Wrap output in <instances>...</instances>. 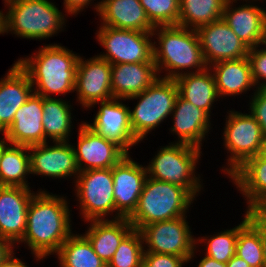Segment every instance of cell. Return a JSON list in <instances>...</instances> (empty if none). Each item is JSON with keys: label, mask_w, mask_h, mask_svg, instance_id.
Returning a JSON list of instances; mask_svg holds the SVG:
<instances>
[{"label": "cell", "mask_w": 266, "mask_h": 267, "mask_svg": "<svg viewBox=\"0 0 266 267\" xmlns=\"http://www.w3.org/2000/svg\"><path fill=\"white\" fill-rule=\"evenodd\" d=\"M66 198L40 188L29 202L26 231L16 245L26 244L37 262L54 255L73 233Z\"/></svg>", "instance_id": "cell-1"}, {"label": "cell", "mask_w": 266, "mask_h": 267, "mask_svg": "<svg viewBox=\"0 0 266 267\" xmlns=\"http://www.w3.org/2000/svg\"><path fill=\"white\" fill-rule=\"evenodd\" d=\"M31 55L16 62L28 74L34 93L52 98L53 94L65 96L75 92L80 55L55 43L45 44Z\"/></svg>", "instance_id": "cell-2"}, {"label": "cell", "mask_w": 266, "mask_h": 267, "mask_svg": "<svg viewBox=\"0 0 266 267\" xmlns=\"http://www.w3.org/2000/svg\"><path fill=\"white\" fill-rule=\"evenodd\" d=\"M152 34L153 39H157L153 40V60L159 77L175 80L181 75L200 72L208 67L195 29L179 25L158 26ZM163 70L164 76L160 75Z\"/></svg>", "instance_id": "cell-3"}, {"label": "cell", "mask_w": 266, "mask_h": 267, "mask_svg": "<svg viewBox=\"0 0 266 267\" xmlns=\"http://www.w3.org/2000/svg\"><path fill=\"white\" fill-rule=\"evenodd\" d=\"M196 198L185 188L147 176L134 213L128 218L134 229L158 221L186 216Z\"/></svg>", "instance_id": "cell-4"}, {"label": "cell", "mask_w": 266, "mask_h": 267, "mask_svg": "<svg viewBox=\"0 0 266 267\" xmlns=\"http://www.w3.org/2000/svg\"><path fill=\"white\" fill-rule=\"evenodd\" d=\"M6 33L30 40H46L64 31L68 14L50 0H8ZM67 15V17H66Z\"/></svg>", "instance_id": "cell-5"}, {"label": "cell", "mask_w": 266, "mask_h": 267, "mask_svg": "<svg viewBox=\"0 0 266 267\" xmlns=\"http://www.w3.org/2000/svg\"><path fill=\"white\" fill-rule=\"evenodd\" d=\"M160 147L146 165L148 177L185 188L196 198L203 190V180L195 172L202 148L178 142Z\"/></svg>", "instance_id": "cell-6"}, {"label": "cell", "mask_w": 266, "mask_h": 267, "mask_svg": "<svg viewBox=\"0 0 266 267\" xmlns=\"http://www.w3.org/2000/svg\"><path fill=\"white\" fill-rule=\"evenodd\" d=\"M179 95L174 79L159 77L146 90L126 100H137L129 109L130 123L136 139L141 143L147 134L171 116Z\"/></svg>", "instance_id": "cell-7"}, {"label": "cell", "mask_w": 266, "mask_h": 267, "mask_svg": "<svg viewBox=\"0 0 266 267\" xmlns=\"http://www.w3.org/2000/svg\"><path fill=\"white\" fill-rule=\"evenodd\" d=\"M72 183L84 222L122 218L115 209L112 168L81 171Z\"/></svg>", "instance_id": "cell-8"}, {"label": "cell", "mask_w": 266, "mask_h": 267, "mask_svg": "<svg viewBox=\"0 0 266 267\" xmlns=\"http://www.w3.org/2000/svg\"><path fill=\"white\" fill-rule=\"evenodd\" d=\"M227 114L222 139L224 149L230 154L221 171L229 178L248 159L258 155L264 136L261 126L249 112L228 110Z\"/></svg>", "instance_id": "cell-9"}, {"label": "cell", "mask_w": 266, "mask_h": 267, "mask_svg": "<svg viewBox=\"0 0 266 267\" xmlns=\"http://www.w3.org/2000/svg\"><path fill=\"white\" fill-rule=\"evenodd\" d=\"M98 28L95 38L106 52L97 56L111 65L154 62L152 32L116 29L104 25Z\"/></svg>", "instance_id": "cell-10"}, {"label": "cell", "mask_w": 266, "mask_h": 267, "mask_svg": "<svg viewBox=\"0 0 266 267\" xmlns=\"http://www.w3.org/2000/svg\"><path fill=\"white\" fill-rule=\"evenodd\" d=\"M186 218L187 215L144 226L140 230L143 237L144 252L172 254L191 261L198 246L196 244L197 238L191 232Z\"/></svg>", "instance_id": "cell-11"}, {"label": "cell", "mask_w": 266, "mask_h": 267, "mask_svg": "<svg viewBox=\"0 0 266 267\" xmlns=\"http://www.w3.org/2000/svg\"><path fill=\"white\" fill-rule=\"evenodd\" d=\"M94 105H99V108L94 115L93 123L86 121L85 124L99 136L115 143L126 154H129L131 147L140 143L130 123V107L124 104L122 99L117 98L95 102L88 109L92 110Z\"/></svg>", "instance_id": "cell-12"}, {"label": "cell", "mask_w": 266, "mask_h": 267, "mask_svg": "<svg viewBox=\"0 0 266 267\" xmlns=\"http://www.w3.org/2000/svg\"><path fill=\"white\" fill-rule=\"evenodd\" d=\"M48 143L29 147L30 174L75 182L80 170L70 141Z\"/></svg>", "instance_id": "cell-13"}, {"label": "cell", "mask_w": 266, "mask_h": 267, "mask_svg": "<svg viewBox=\"0 0 266 267\" xmlns=\"http://www.w3.org/2000/svg\"><path fill=\"white\" fill-rule=\"evenodd\" d=\"M79 58L75 93L76 101L83 109H87L98 101H106L113 98L111 89V64L97 55L85 59Z\"/></svg>", "instance_id": "cell-14"}, {"label": "cell", "mask_w": 266, "mask_h": 267, "mask_svg": "<svg viewBox=\"0 0 266 267\" xmlns=\"http://www.w3.org/2000/svg\"><path fill=\"white\" fill-rule=\"evenodd\" d=\"M112 176L116 212L122 218H129L137 207L148 176L147 168L127 154L112 167Z\"/></svg>", "instance_id": "cell-15"}, {"label": "cell", "mask_w": 266, "mask_h": 267, "mask_svg": "<svg viewBox=\"0 0 266 267\" xmlns=\"http://www.w3.org/2000/svg\"><path fill=\"white\" fill-rule=\"evenodd\" d=\"M196 32L208 67L218 61L248 57L249 47L236 36L223 19L200 26Z\"/></svg>", "instance_id": "cell-16"}, {"label": "cell", "mask_w": 266, "mask_h": 267, "mask_svg": "<svg viewBox=\"0 0 266 267\" xmlns=\"http://www.w3.org/2000/svg\"><path fill=\"white\" fill-rule=\"evenodd\" d=\"M72 146L80 172L112 168L127 155L118 145L99 136L83 121L78 127L77 147Z\"/></svg>", "instance_id": "cell-17"}, {"label": "cell", "mask_w": 266, "mask_h": 267, "mask_svg": "<svg viewBox=\"0 0 266 267\" xmlns=\"http://www.w3.org/2000/svg\"><path fill=\"white\" fill-rule=\"evenodd\" d=\"M31 188L0 186V237L14 246L23 238L29 202L35 192Z\"/></svg>", "instance_id": "cell-18"}, {"label": "cell", "mask_w": 266, "mask_h": 267, "mask_svg": "<svg viewBox=\"0 0 266 267\" xmlns=\"http://www.w3.org/2000/svg\"><path fill=\"white\" fill-rule=\"evenodd\" d=\"M43 97L32 93L17 110L13 122L4 132L10 144L26 147L47 143L43 130Z\"/></svg>", "instance_id": "cell-19"}, {"label": "cell", "mask_w": 266, "mask_h": 267, "mask_svg": "<svg viewBox=\"0 0 266 267\" xmlns=\"http://www.w3.org/2000/svg\"><path fill=\"white\" fill-rule=\"evenodd\" d=\"M173 126L169 129L177 135L174 142L185 143L201 148L211 130V116L178 95L171 114Z\"/></svg>", "instance_id": "cell-20"}, {"label": "cell", "mask_w": 266, "mask_h": 267, "mask_svg": "<svg viewBox=\"0 0 266 267\" xmlns=\"http://www.w3.org/2000/svg\"><path fill=\"white\" fill-rule=\"evenodd\" d=\"M240 0H227L224 6L222 19L249 48L259 46L263 35V23L266 17L265 8L255 2L245 1L246 4L238 5ZM249 4H248V3Z\"/></svg>", "instance_id": "cell-21"}, {"label": "cell", "mask_w": 266, "mask_h": 267, "mask_svg": "<svg viewBox=\"0 0 266 267\" xmlns=\"http://www.w3.org/2000/svg\"><path fill=\"white\" fill-rule=\"evenodd\" d=\"M93 7L101 25L140 32H152L155 29L140 0H101Z\"/></svg>", "instance_id": "cell-22"}, {"label": "cell", "mask_w": 266, "mask_h": 267, "mask_svg": "<svg viewBox=\"0 0 266 267\" xmlns=\"http://www.w3.org/2000/svg\"><path fill=\"white\" fill-rule=\"evenodd\" d=\"M33 92L28 74L15 62L5 77L0 78V131L9 128L17 110Z\"/></svg>", "instance_id": "cell-23"}, {"label": "cell", "mask_w": 266, "mask_h": 267, "mask_svg": "<svg viewBox=\"0 0 266 267\" xmlns=\"http://www.w3.org/2000/svg\"><path fill=\"white\" fill-rule=\"evenodd\" d=\"M111 73L113 98L123 102L140 94L159 78L154 62L112 64Z\"/></svg>", "instance_id": "cell-24"}, {"label": "cell", "mask_w": 266, "mask_h": 267, "mask_svg": "<svg viewBox=\"0 0 266 267\" xmlns=\"http://www.w3.org/2000/svg\"><path fill=\"white\" fill-rule=\"evenodd\" d=\"M209 69L214 76L219 98L235 97L251 89L253 92L256 90L248 57L218 61L210 65Z\"/></svg>", "instance_id": "cell-25"}, {"label": "cell", "mask_w": 266, "mask_h": 267, "mask_svg": "<svg viewBox=\"0 0 266 267\" xmlns=\"http://www.w3.org/2000/svg\"><path fill=\"white\" fill-rule=\"evenodd\" d=\"M229 178L246 200V211L266 208V159L258 155L248 159Z\"/></svg>", "instance_id": "cell-26"}, {"label": "cell", "mask_w": 266, "mask_h": 267, "mask_svg": "<svg viewBox=\"0 0 266 267\" xmlns=\"http://www.w3.org/2000/svg\"><path fill=\"white\" fill-rule=\"evenodd\" d=\"M83 233L93 246L94 252L108 264L121 241L134 229L128 218L116 220H91Z\"/></svg>", "instance_id": "cell-27"}, {"label": "cell", "mask_w": 266, "mask_h": 267, "mask_svg": "<svg viewBox=\"0 0 266 267\" xmlns=\"http://www.w3.org/2000/svg\"><path fill=\"white\" fill-rule=\"evenodd\" d=\"M179 95L211 116L212 106L218 101L214 76L207 67L205 70L187 73L175 79Z\"/></svg>", "instance_id": "cell-28"}, {"label": "cell", "mask_w": 266, "mask_h": 267, "mask_svg": "<svg viewBox=\"0 0 266 267\" xmlns=\"http://www.w3.org/2000/svg\"><path fill=\"white\" fill-rule=\"evenodd\" d=\"M43 97V130L45 137L53 142L69 141L73 127L72 106L62 98ZM70 136V137H69Z\"/></svg>", "instance_id": "cell-29"}, {"label": "cell", "mask_w": 266, "mask_h": 267, "mask_svg": "<svg viewBox=\"0 0 266 267\" xmlns=\"http://www.w3.org/2000/svg\"><path fill=\"white\" fill-rule=\"evenodd\" d=\"M29 175V147L9 143L0 157V186L31 188Z\"/></svg>", "instance_id": "cell-30"}, {"label": "cell", "mask_w": 266, "mask_h": 267, "mask_svg": "<svg viewBox=\"0 0 266 267\" xmlns=\"http://www.w3.org/2000/svg\"><path fill=\"white\" fill-rule=\"evenodd\" d=\"M54 255L60 267H107L84 234L72 233Z\"/></svg>", "instance_id": "cell-31"}, {"label": "cell", "mask_w": 266, "mask_h": 267, "mask_svg": "<svg viewBox=\"0 0 266 267\" xmlns=\"http://www.w3.org/2000/svg\"><path fill=\"white\" fill-rule=\"evenodd\" d=\"M227 0H179L178 25L189 29L222 19Z\"/></svg>", "instance_id": "cell-32"}, {"label": "cell", "mask_w": 266, "mask_h": 267, "mask_svg": "<svg viewBox=\"0 0 266 267\" xmlns=\"http://www.w3.org/2000/svg\"><path fill=\"white\" fill-rule=\"evenodd\" d=\"M236 255L251 267H265L259 230L248 220L246 211L242 221L238 224Z\"/></svg>", "instance_id": "cell-33"}, {"label": "cell", "mask_w": 266, "mask_h": 267, "mask_svg": "<svg viewBox=\"0 0 266 267\" xmlns=\"http://www.w3.org/2000/svg\"><path fill=\"white\" fill-rule=\"evenodd\" d=\"M238 238V225L217 232L213 235H205L196 239V244L204 243L206 256H209L218 262L227 263L234 255H236V241Z\"/></svg>", "instance_id": "cell-34"}, {"label": "cell", "mask_w": 266, "mask_h": 267, "mask_svg": "<svg viewBox=\"0 0 266 267\" xmlns=\"http://www.w3.org/2000/svg\"><path fill=\"white\" fill-rule=\"evenodd\" d=\"M144 253L140 230L133 229L120 243L107 267H142Z\"/></svg>", "instance_id": "cell-35"}, {"label": "cell", "mask_w": 266, "mask_h": 267, "mask_svg": "<svg viewBox=\"0 0 266 267\" xmlns=\"http://www.w3.org/2000/svg\"><path fill=\"white\" fill-rule=\"evenodd\" d=\"M154 27L178 25L179 0H140Z\"/></svg>", "instance_id": "cell-36"}, {"label": "cell", "mask_w": 266, "mask_h": 267, "mask_svg": "<svg viewBox=\"0 0 266 267\" xmlns=\"http://www.w3.org/2000/svg\"><path fill=\"white\" fill-rule=\"evenodd\" d=\"M248 58L256 89H266V49L260 45L249 48Z\"/></svg>", "instance_id": "cell-37"}, {"label": "cell", "mask_w": 266, "mask_h": 267, "mask_svg": "<svg viewBox=\"0 0 266 267\" xmlns=\"http://www.w3.org/2000/svg\"><path fill=\"white\" fill-rule=\"evenodd\" d=\"M188 260L172 254L144 252L142 267H184Z\"/></svg>", "instance_id": "cell-38"}, {"label": "cell", "mask_w": 266, "mask_h": 267, "mask_svg": "<svg viewBox=\"0 0 266 267\" xmlns=\"http://www.w3.org/2000/svg\"><path fill=\"white\" fill-rule=\"evenodd\" d=\"M249 100V113L261 126L263 136H266V89H256Z\"/></svg>", "instance_id": "cell-39"}, {"label": "cell", "mask_w": 266, "mask_h": 267, "mask_svg": "<svg viewBox=\"0 0 266 267\" xmlns=\"http://www.w3.org/2000/svg\"><path fill=\"white\" fill-rule=\"evenodd\" d=\"M246 212L248 220L259 230L266 267V208H253Z\"/></svg>", "instance_id": "cell-40"}, {"label": "cell", "mask_w": 266, "mask_h": 267, "mask_svg": "<svg viewBox=\"0 0 266 267\" xmlns=\"http://www.w3.org/2000/svg\"><path fill=\"white\" fill-rule=\"evenodd\" d=\"M94 3L95 0H63V8L65 9V13L71 16L78 15L79 12L83 11L88 8L89 4Z\"/></svg>", "instance_id": "cell-41"}, {"label": "cell", "mask_w": 266, "mask_h": 267, "mask_svg": "<svg viewBox=\"0 0 266 267\" xmlns=\"http://www.w3.org/2000/svg\"><path fill=\"white\" fill-rule=\"evenodd\" d=\"M14 248L16 249V246H14L11 242L0 237V266Z\"/></svg>", "instance_id": "cell-42"}, {"label": "cell", "mask_w": 266, "mask_h": 267, "mask_svg": "<svg viewBox=\"0 0 266 267\" xmlns=\"http://www.w3.org/2000/svg\"><path fill=\"white\" fill-rule=\"evenodd\" d=\"M14 251L15 250L8 255L0 267H29L25 262L14 256V254H16Z\"/></svg>", "instance_id": "cell-43"}, {"label": "cell", "mask_w": 266, "mask_h": 267, "mask_svg": "<svg viewBox=\"0 0 266 267\" xmlns=\"http://www.w3.org/2000/svg\"><path fill=\"white\" fill-rule=\"evenodd\" d=\"M197 267H226L225 263L218 262L217 260L204 255L201 260L198 262Z\"/></svg>", "instance_id": "cell-44"}, {"label": "cell", "mask_w": 266, "mask_h": 267, "mask_svg": "<svg viewBox=\"0 0 266 267\" xmlns=\"http://www.w3.org/2000/svg\"><path fill=\"white\" fill-rule=\"evenodd\" d=\"M226 267H251L245 260L234 255L227 263Z\"/></svg>", "instance_id": "cell-45"}, {"label": "cell", "mask_w": 266, "mask_h": 267, "mask_svg": "<svg viewBox=\"0 0 266 267\" xmlns=\"http://www.w3.org/2000/svg\"><path fill=\"white\" fill-rule=\"evenodd\" d=\"M6 12L0 10V34H6Z\"/></svg>", "instance_id": "cell-46"}, {"label": "cell", "mask_w": 266, "mask_h": 267, "mask_svg": "<svg viewBox=\"0 0 266 267\" xmlns=\"http://www.w3.org/2000/svg\"><path fill=\"white\" fill-rule=\"evenodd\" d=\"M258 156L263 159H266V136L263 137V140L260 145L259 152H258Z\"/></svg>", "instance_id": "cell-47"}, {"label": "cell", "mask_w": 266, "mask_h": 267, "mask_svg": "<svg viewBox=\"0 0 266 267\" xmlns=\"http://www.w3.org/2000/svg\"><path fill=\"white\" fill-rule=\"evenodd\" d=\"M0 134L3 136L2 138H0V157H1V154L4 148L8 145L9 141L7 140L6 135L3 131H0Z\"/></svg>", "instance_id": "cell-48"}, {"label": "cell", "mask_w": 266, "mask_h": 267, "mask_svg": "<svg viewBox=\"0 0 266 267\" xmlns=\"http://www.w3.org/2000/svg\"><path fill=\"white\" fill-rule=\"evenodd\" d=\"M260 46L264 49H266V17L264 19V23H263V35H262V40H261V44Z\"/></svg>", "instance_id": "cell-49"}, {"label": "cell", "mask_w": 266, "mask_h": 267, "mask_svg": "<svg viewBox=\"0 0 266 267\" xmlns=\"http://www.w3.org/2000/svg\"><path fill=\"white\" fill-rule=\"evenodd\" d=\"M242 1V0H241ZM244 1H246V0H243V3H244ZM247 1H250V0H247ZM252 2H258V1H260V0H251ZM262 1H264V0H262Z\"/></svg>", "instance_id": "cell-50"}]
</instances>
